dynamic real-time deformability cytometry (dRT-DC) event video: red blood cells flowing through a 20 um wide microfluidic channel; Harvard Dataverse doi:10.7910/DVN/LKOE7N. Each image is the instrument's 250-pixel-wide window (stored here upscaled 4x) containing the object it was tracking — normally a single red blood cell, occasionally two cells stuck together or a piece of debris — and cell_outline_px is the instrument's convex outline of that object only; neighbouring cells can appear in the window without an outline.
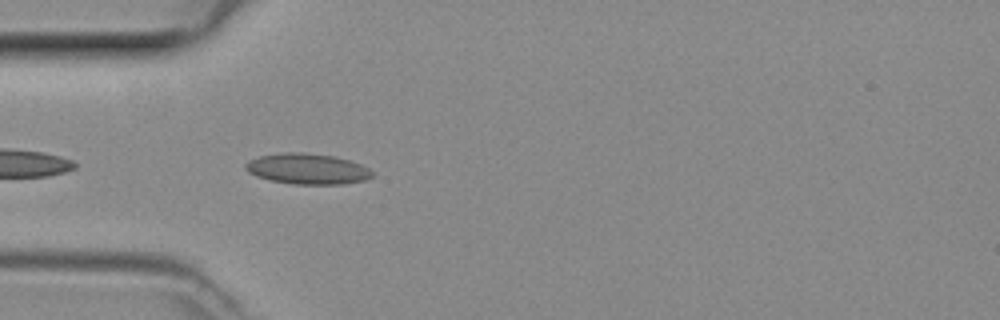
{"species": "common noctule bat (a hibernating species)", "species_latin": "Nyctalus noctula", "temperature_condition": "room temperature", "stored_images_in_passage": 10, "camera_frame_rate_fps": 3000, "um_per_image_px": 0.085, "animal": {"sex": "female", "body_mass_g": 29.2, "forearm_length_mm": 56.3}, "frame": {"image": 1, "passage_image": 2, "time_ms": 0.333, "image_size_px": [1000, 320], "cell_outline_px": [[372, 176], [364, 180], [344, 184], [292, 184], [272, 180], [256, 176], [248, 172], [244, 168], [244, 164], [260, 156], [284, 152], [300, 152], [332, 156], [348, 160], [360, 164], [368, 168], [372, 172]], "centroid_in_image_um": [26.11, 14.36], "position_along_channel_um": 58.9, "area_um2": 22.37}}
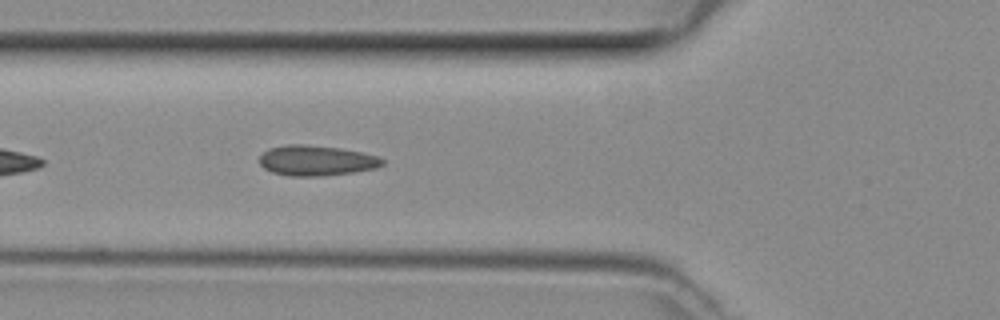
{"frame": {"image": 2, "passage_image": 5, "time_ms": 1.333, "image_size_px": [1000, 320], "cell_outline_px": [[384, 164], [376, 168], [352, 172], [320, 176], [288, 176], [272, 172], [264, 168], [260, 164], [260, 156], [268, 148], [284, 144], [304, 144], [340, 148], [360, 152], [376, 156], [384, 160]], "centroid_in_image_um": [26.85, 13.64], "position_along_channel_um": 98.9, "area_um2": 21.68}}